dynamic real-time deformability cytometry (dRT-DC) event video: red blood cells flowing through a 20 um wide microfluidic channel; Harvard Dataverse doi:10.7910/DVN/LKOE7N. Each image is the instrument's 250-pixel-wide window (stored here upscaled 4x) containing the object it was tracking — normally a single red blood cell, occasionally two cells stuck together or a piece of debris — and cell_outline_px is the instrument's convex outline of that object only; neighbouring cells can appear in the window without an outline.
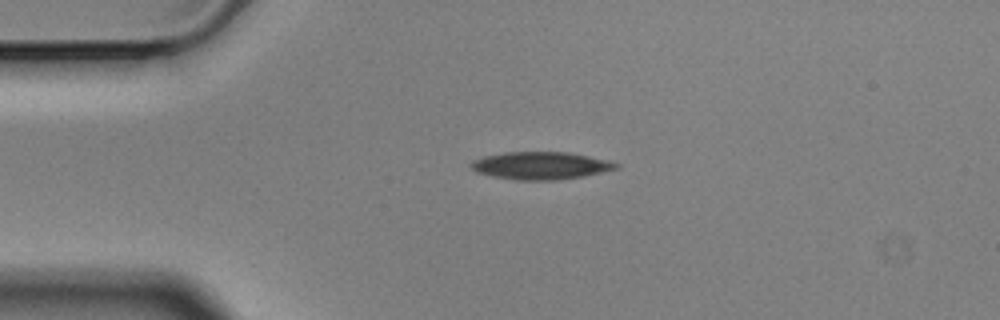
{"species": "Egyptian fruit bat (a non-hibernating species)", "species_latin": "Rousettus aegyptiacus", "temperature_condition": "cold", "stored_images_in_passage": 5, "camera_frame_rate_fps": 3000, "um_per_image_px": 0.085, "animal": {"sex": "male"}, "frame": {"image": 1, "passage_image": 5, "time_ms": 1.333, "image_size_px": [1000, 320], "cell_outline_px": [[620, 164], [616, 168], [584, 176], [556, 180], [516, 180], [492, 176], [476, 172], [468, 164], [472, 160], [484, 156], [504, 152], [568, 152], [608, 160]], "centroid_in_image_um": [45.91, 14.07], "position_along_channel_um": 39.1, "area_um2": 23.24}}